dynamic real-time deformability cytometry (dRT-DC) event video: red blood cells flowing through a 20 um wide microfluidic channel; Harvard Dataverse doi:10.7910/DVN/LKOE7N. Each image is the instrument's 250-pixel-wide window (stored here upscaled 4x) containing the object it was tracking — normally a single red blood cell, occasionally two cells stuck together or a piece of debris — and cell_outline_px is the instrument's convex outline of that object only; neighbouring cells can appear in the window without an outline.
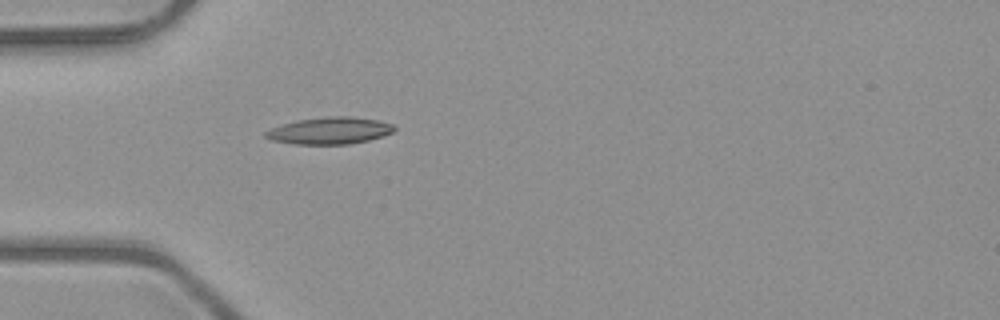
{"species": "common noctule bat (a hibernating species)", "species_latin": "Nyctalus noctula", "temperature_condition": "room temperature", "stored_images_in_passage": 37, "camera_frame_rate_fps": 3000, "um_per_image_px": 0.085, "animal": {"sex": "male", "body_mass_g": 23.1, "forearm_length_mm": 52.7}, "frame": {"image": 1, "passage_image": 1, "time_ms": 0.0, "image_size_px": [1000, 320], "cell_outline_px": [[396, 128], [392, 132], [368, 140], [348, 144], [296, 144], [272, 140], [264, 136], [264, 132], [272, 128], [284, 124], [300, 120], [328, 116], [352, 116], [380, 120], [392, 124]], "centroid_in_image_um": [28.04, 11.1], "position_along_channel_um": 57.0, "area_um2": 19.94}}
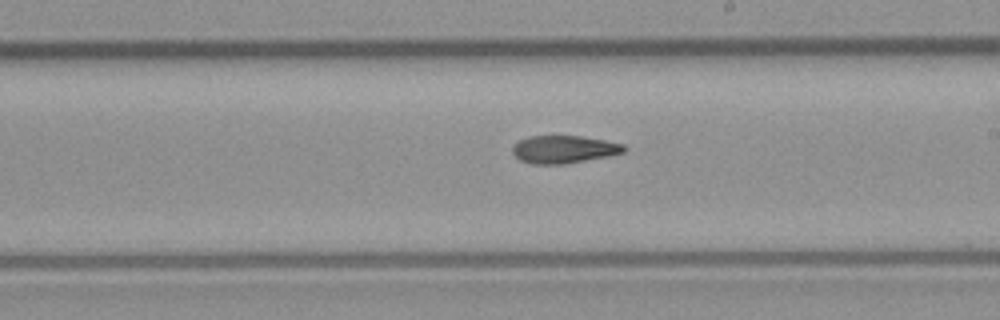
{"frame": {"image": 2, "passage_image": 15, "time_ms": 4.667, "image_size_px": [1000, 320], "cell_outline_px": [[628, 148], [624, 152], [608, 156], [564, 164], [532, 164], [520, 160], [512, 152], [512, 148], [520, 140], [528, 136], [580, 136], [604, 140], [624, 144]], "centroid_in_image_um": [47.94, 12.69], "position_along_channel_um": 241.1, "area_um2": 17.92}}
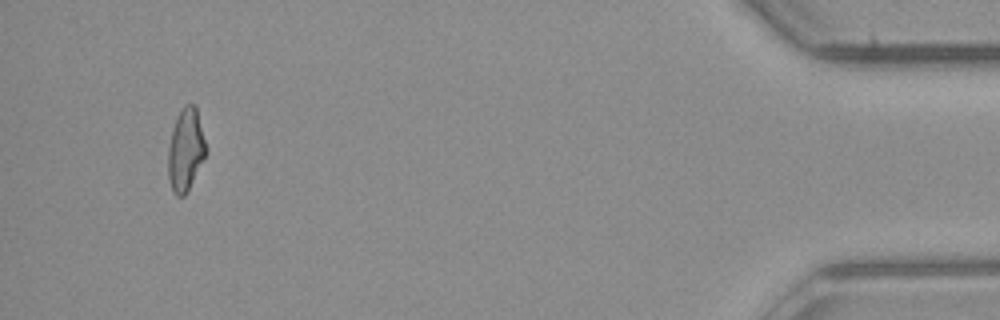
{"frame": {"image": 3, "passage_image": 34, "time_ms": 11.0, "image_size_px": [1000, 320], "cell_outline_px": [[208, 152], [184, 196], [176, 196], [172, 192], [168, 176], [168, 148], [172, 128], [176, 116], [184, 104], [196, 104], [208, 148]], "centroid_in_image_um": [15.79, 12.68], "position_along_channel_um": 419.4, "area_um2": 18.61}, "authors_computed_cell_mechanics": {"area_um2": 18.496, "velocity_mm_per_s": 4.0445, "shape_relaxation_time_tau1_ms": 9.1494, "shape_relaxation_time_tau2_ms": 5.4302, "deformation_change_tau1": 0.2182, "deformation_change_tau2": 0.1371}}